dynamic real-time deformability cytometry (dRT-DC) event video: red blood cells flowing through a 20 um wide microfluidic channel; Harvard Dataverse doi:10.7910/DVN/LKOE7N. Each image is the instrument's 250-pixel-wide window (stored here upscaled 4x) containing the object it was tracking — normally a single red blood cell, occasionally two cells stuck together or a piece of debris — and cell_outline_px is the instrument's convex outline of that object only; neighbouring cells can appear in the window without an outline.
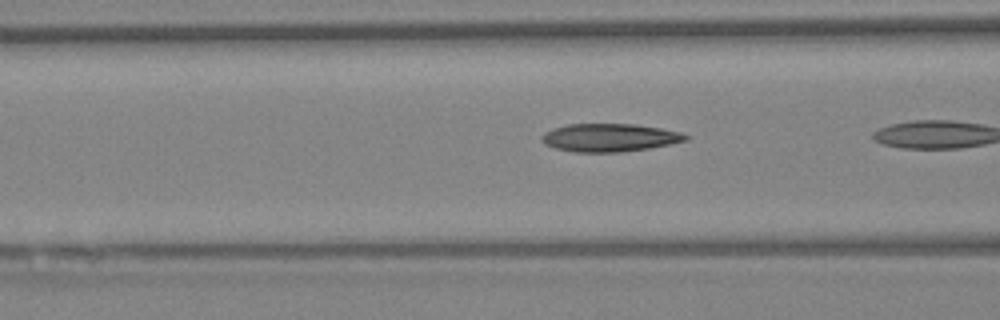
{"species": "Egyptian fruit bat (a non-hibernating species)", "species_latin": "Rousettus aegyptiacus", "temperature_condition": "warm", "stored_images_in_passage": 6, "camera_frame_rate_fps": 3000, "um_per_image_px": 0.085, "animal": {"sex": "female"}, "frame": {"image": 1, "passage_image": 4, "time_ms": 1.0, "image_size_px": [1000, 320], "cell_outline_px": [[692, 136], [688, 140], [648, 148], [620, 152], [572, 152], [556, 148], [544, 144], [540, 140], [540, 136], [544, 132], [568, 124], [632, 124], [660, 128], [680, 132]], "centroid_in_image_um": [51.8, 11.7], "position_along_channel_um": 114.8, "area_um2": 23.47}}